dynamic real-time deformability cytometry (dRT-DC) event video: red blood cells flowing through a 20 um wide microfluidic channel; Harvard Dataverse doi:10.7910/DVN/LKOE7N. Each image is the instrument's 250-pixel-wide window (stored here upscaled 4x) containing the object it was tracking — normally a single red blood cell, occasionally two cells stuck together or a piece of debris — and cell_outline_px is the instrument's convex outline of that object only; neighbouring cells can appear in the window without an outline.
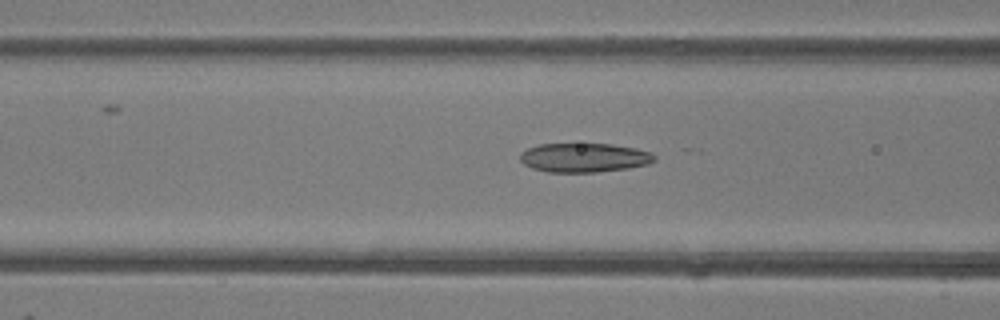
{"species": "common noctule bat (a hibernating species)", "species_latin": "Nyctalus noctula", "temperature_condition": "room temperature", "stored_images_in_passage": 41, "camera_frame_rate_fps": 3000, "um_per_image_px": 0.085, "animal": {"sex": "female"}, "frame": {"image": 1, "passage_image": 20, "time_ms": 6.333, "image_size_px": [1000, 320], "cell_outline_px": [[656, 160], [648, 164], [628, 168], [596, 172], [548, 172], [532, 168], [524, 164], [520, 160], [520, 152], [528, 148], [540, 144], [612, 144], [636, 148], [652, 152], [656, 156]], "centroid_in_image_um": [49.67, 13.4], "position_along_channel_um": 116.9, "area_um2": 22.89}}
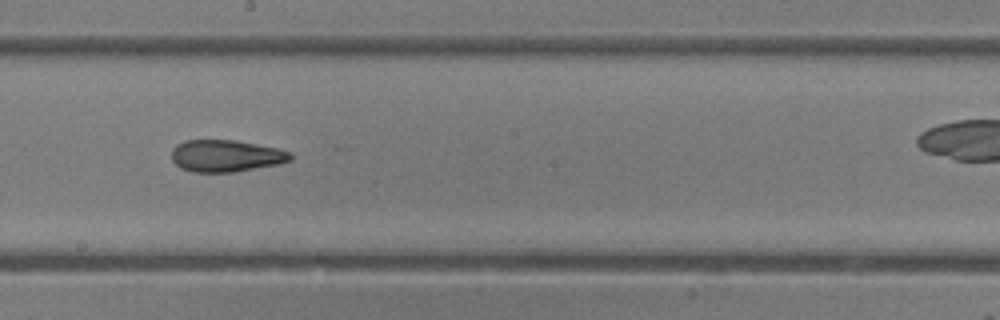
{"frame": {"image": 2, "passage_image": 28, "time_ms": 9.0, "image_size_px": [1000, 320], "cell_outline_px": [[292, 160], [276, 164], [232, 172], [192, 172], [180, 168], [172, 160], [172, 148], [176, 144], [184, 140], [236, 140], [280, 148], [292, 152]], "centroid_in_image_um": [19.2, 13.23], "position_along_channel_um": 229.0, "area_um2": 22.25}}
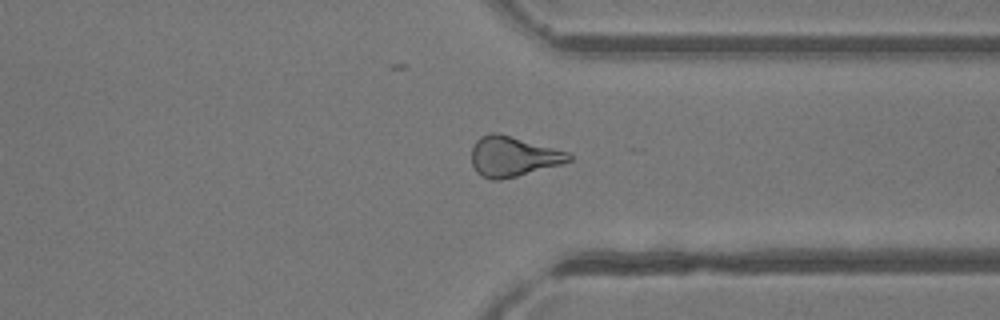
{"frame": {"image": 3, "passage_image": 38, "time_ms": 12.333, "image_size_px": [1000, 320], "cell_outline_px": [[572, 160], [560, 164], [516, 176], [500, 180], [492, 180], [480, 176], [476, 172], [472, 164], [472, 148], [476, 140], [480, 136], [488, 132], [500, 132], [568, 152], [572, 156]], "centroid_in_image_um": [43.56, 13.28], "position_along_channel_um": 367.8, "area_um2": 22.83}}